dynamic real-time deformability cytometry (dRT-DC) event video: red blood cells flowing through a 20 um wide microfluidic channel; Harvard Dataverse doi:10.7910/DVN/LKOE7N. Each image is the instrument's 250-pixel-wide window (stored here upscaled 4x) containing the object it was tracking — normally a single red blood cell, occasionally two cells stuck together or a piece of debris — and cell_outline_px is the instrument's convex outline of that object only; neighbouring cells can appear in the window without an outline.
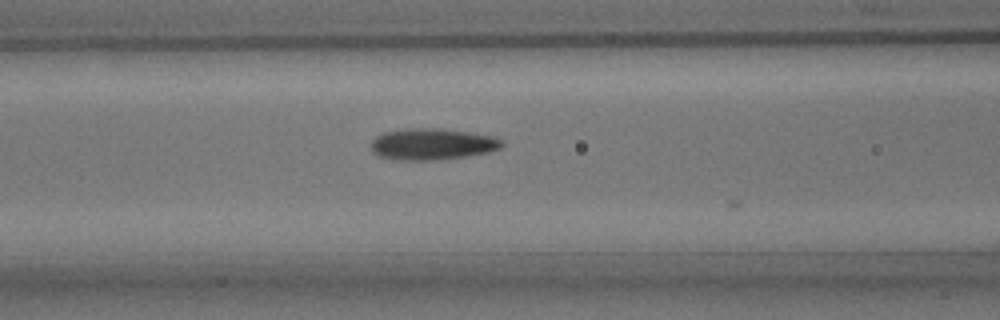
{"species": "common noctule bat (a hibernating species)", "species_latin": "Nyctalus noctula", "temperature_condition": "room temperature", "stored_images_in_passage": 14, "camera_frame_rate_fps": 3000, "um_per_image_px": 0.085, "animal": {"sex": "male", "body_mass_g": 15.6}, "frame": {"image": 1, "passage_image": 13, "time_ms": 4.0, "image_size_px": [1000, 320], "cell_outline_px": [[504, 144], [500, 148], [488, 152], [464, 156], [428, 160], [400, 160], [376, 156], [372, 152], [372, 140], [376, 136], [384, 132], [404, 128], [444, 128], [496, 136], [504, 140]], "centroid_in_image_um": [36.75, 12.23], "position_along_channel_um": 129.9, "area_um2": 24.16}}